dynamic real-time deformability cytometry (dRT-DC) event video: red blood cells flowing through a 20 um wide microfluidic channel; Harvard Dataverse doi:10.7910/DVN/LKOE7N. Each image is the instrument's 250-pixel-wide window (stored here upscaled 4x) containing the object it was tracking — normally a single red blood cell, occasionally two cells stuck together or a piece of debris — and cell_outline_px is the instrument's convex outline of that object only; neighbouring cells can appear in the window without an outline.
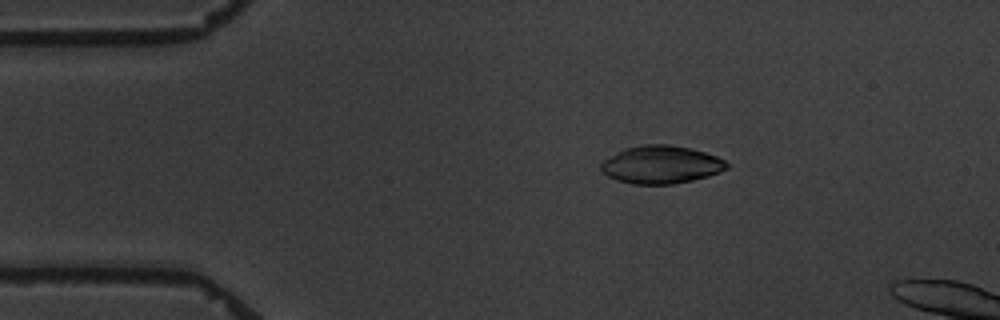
{"species": "common noctule bat (a hibernating species)", "species_latin": "Nyctalus noctula", "temperature_condition": "warm", "stored_images_in_passage": 2, "camera_frame_rate_fps": 3000, "um_per_image_px": 0.085, "animal": {"sex": "male", "body_mass_g": 19.5, "forearm_length_mm": 54.6}, "frame": {"image": 1, "passage_image": 1, "time_ms": 0.0, "image_size_px": [1000, 320], "cell_outline_px": [[728, 168], [720, 172], [708, 176], [692, 180], [672, 184], [632, 184], [616, 180], [608, 176], [600, 168], [600, 164], [604, 160], [616, 152], [624, 148], [644, 144], [668, 144], [688, 148], [704, 152], [716, 156], [724, 160], [728, 164]], "centroid_in_image_um": [56.18, 13.99], "position_along_channel_um": 28.8, "area_um2": 27.69}}
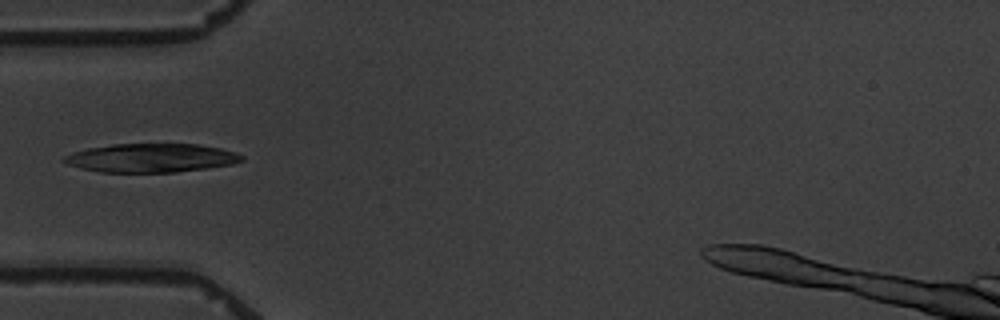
{"frame": {"image": 2, "passage_image": 2, "time_ms": 2.667, "image_size_px": [1000, 320], "cell_outline_px": [[244, 160], [232, 164], [208, 168], [176, 172], [100, 172], [80, 168], [68, 164], [60, 160], [64, 156], [72, 152], [88, 148], [112, 144], [196, 144], [220, 148], [236, 152], [244, 156]], "centroid_in_image_um": [12.84, 13.42], "position_along_channel_um": 72.2, "area_um2": 29.82}}